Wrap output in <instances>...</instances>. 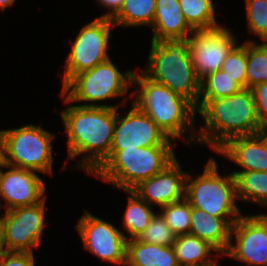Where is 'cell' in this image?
<instances>
[{
  "label": "cell",
  "instance_id": "cell-1",
  "mask_svg": "<svg viewBox=\"0 0 267 266\" xmlns=\"http://www.w3.org/2000/svg\"><path fill=\"white\" fill-rule=\"evenodd\" d=\"M68 137V157L75 166L93 174L108 158L116 122V108L69 105L61 111Z\"/></svg>",
  "mask_w": 267,
  "mask_h": 266
},
{
  "label": "cell",
  "instance_id": "cell-2",
  "mask_svg": "<svg viewBox=\"0 0 267 266\" xmlns=\"http://www.w3.org/2000/svg\"><path fill=\"white\" fill-rule=\"evenodd\" d=\"M197 113L205 124L197 132L196 144L211 146L215 152L230 138L256 135L263 128L248 88L227 97L207 99Z\"/></svg>",
  "mask_w": 267,
  "mask_h": 266
},
{
  "label": "cell",
  "instance_id": "cell-3",
  "mask_svg": "<svg viewBox=\"0 0 267 266\" xmlns=\"http://www.w3.org/2000/svg\"><path fill=\"white\" fill-rule=\"evenodd\" d=\"M132 85L136 87L130 94L135 97L132 104L146 113L170 139L185 138L188 144L194 142L196 145L194 126L197 110L190 101L152 81L142 72L133 73Z\"/></svg>",
  "mask_w": 267,
  "mask_h": 266
},
{
  "label": "cell",
  "instance_id": "cell-4",
  "mask_svg": "<svg viewBox=\"0 0 267 266\" xmlns=\"http://www.w3.org/2000/svg\"><path fill=\"white\" fill-rule=\"evenodd\" d=\"M188 39L151 41L147 64L141 72L186 98L198 109L200 79L188 51Z\"/></svg>",
  "mask_w": 267,
  "mask_h": 266
},
{
  "label": "cell",
  "instance_id": "cell-5",
  "mask_svg": "<svg viewBox=\"0 0 267 266\" xmlns=\"http://www.w3.org/2000/svg\"><path fill=\"white\" fill-rule=\"evenodd\" d=\"M174 146L110 150L108 158L92 174L122 191L163 171L177 157Z\"/></svg>",
  "mask_w": 267,
  "mask_h": 266
},
{
  "label": "cell",
  "instance_id": "cell-6",
  "mask_svg": "<svg viewBox=\"0 0 267 266\" xmlns=\"http://www.w3.org/2000/svg\"><path fill=\"white\" fill-rule=\"evenodd\" d=\"M133 73L129 69L122 73L110 58L90 70L75 75L62 87L61 95L66 104L83 102L79 106L119 108L120 103L107 105L103 104V101L125 97L132 86ZM101 101L102 104L99 103Z\"/></svg>",
  "mask_w": 267,
  "mask_h": 266
},
{
  "label": "cell",
  "instance_id": "cell-7",
  "mask_svg": "<svg viewBox=\"0 0 267 266\" xmlns=\"http://www.w3.org/2000/svg\"><path fill=\"white\" fill-rule=\"evenodd\" d=\"M213 157L207 161L202 174L193 178L187 173L185 198L191 207L221 218H240L243 214L236 205L237 193L234 176L218 173Z\"/></svg>",
  "mask_w": 267,
  "mask_h": 266
},
{
  "label": "cell",
  "instance_id": "cell-8",
  "mask_svg": "<svg viewBox=\"0 0 267 266\" xmlns=\"http://www.w3.org/2000/svg\"><path fill=\"white\" fill-rule=\"evenodd\" d=\"M3 133L5 165L53 174L51 142L55 139V134L33 124L6 129Z\"/></svg>",
  "mask_w": 267,
  "mask_h": 266
},
{
  "label": "cell",
  "instance_id": "cell-9",
  "mask_svg": "<svg viewBox=\"0 0 267 266\" xmlns=\"http://www.w3.org/2000/svg\"><path fill=\"white\" fill-rule=\"evenodd\" d=\"M112 27L115 25L111 19L98 17L80 29L65 60L63 87L75 75L110 59L108 48Z\"/></svg>",
  "mask_w": 267,
  "mask_h": 266
},
{
  "label": "cell",
  "instance_id": "cell-10",
  "mask_svg": "<svg viewBox=\"0 0 267 266\" xmlns=\"http://www.w3.org/2000/svg\"><path fill=\"white\" fill-rule=\"evenodd\" d=\"M188 51L195 73L200 81L208 74L222 68L237 38L226 26L194 30L188 37Z\"/></svg>",
  "mask_w": 267,
  "mask_h": 266
},
{
  "label": "cell",
  "instance_id": "cell-11",
  "mask_svg": "<svg viewBox=\"0 0 267 266\" xmlns=\"http://www.w3.org/2000/svg\"><path fill=\"white\" fill-rule=\"evenodd\" d=\"M84 249L98 258L121 266L126 261L128 237L116 226L85 210L75 226Z\"/></svg>",
  "mask_w": 267,
  "mask_h": 266
},
{
  "label": "cell",
  "instance_id": "cell-12",
  "mask_svg": "<svg viewBox=\"0 0 267 266\" xmlns=\"http://www.w3.org/2000/svg\"><path fill=\"white\" fill-rule=\"evenodd\" d=\"M46 198L31 206L9 209L2 215L6 251L31 252L40 246L46 226Z\"/></svg>",
  "mask_w": 267,
  "mask_h": 266
},
{
  "label": "cell",
  "instance_id": "cell-13",
  "mask_svg": "<svg viewBox=\"0 0 267 266\" xmlns=\"http://www.w3.org/2000/svg\"><path fill=\"white\" fill-rule=\"evenodd\" d=\"M225 255L246 266H267V215H242L232 225L231 242Z\"/></svg>",
  "mask_w": 267,
  "mask_h": 266
},
{
  "label": "cell",
  "instance_id": "cell-14",
  "mask_svg": "<svg viewBox=\"0 0 267 266\" xmlns=\"http://www.w3.org/2000/svg\"><path fill=\"white\" fill-rule=\"evenodd\" d=\"M116 108L114 136L110 150H123L135 147L174 146L170 139L146 114L134 104L122 117Z\"/></svg>",
  "mask_w": 267,
  "mask_h": 266
},
{
  "label": "cell",
  "instance_id": "cell-15",
  "mask_svg": "<svg viewBox=\"0 0 267 266\" xmlns=\"http://www.w3.org/2000/svg\"><path fill=\"white\" fill-rule=\"evenodd\" d=\"M7 168V171H3ZM9 168V169H8ZM38 172L0 166V199L5 202V211L16 207L31 206L42 202L45 198L46 184Z\"/></svg>",
  "mask_w": 267,
  "mask_h": 266
},
{
  "label": "cell",
  "instance_id": "cell-16",
  "mask_svg": "<svg viewBox=\"0 0 267 266\" xmlns=\"http://www.w3.org/2000/svg\"><path fill=\"white\" fill-rule=\"evenodd\" d=\"M187 173L176 158L163 171L141 181L132 191L150 206L157 204L161 208L185 198Z\"/></svg>",
  "mask_w": 267,
  "mask_h": 266
},
{
  "label": "cell",
  "instance_id": "cell-17",
  "mask_svg": "<svg viewBox=\"0 0 267 266\" xmlns=\"http://www.w3.org/2000/svg\"><path fill=\"white\" fill-rule=\"evenodd\" d=\"M216 153L235 162L241 170L267 171V148L257 134L230 138Z\"/></svg>",
  "mask_w": 267,
  "mask_h": 266
},
{
  "label": "cell",
  "instance_id": "cell-18",
  "mask_svg": "<svg viewBox=\"0 0 267 266\" xmlns=\"http://www.w3.org/2000/svg\"><path fill=\"white\" fill-rule=\"evenodd\" d=\"M239 218H221L191 207L190 234L208 242L223 256L229 249L232 225Z\"/></svg>",
  "mask_w": 267,
  "mask_h": 266
},
{
  "label": "cell",
  "instance_id": "cell-19",
  "mask_svg": "<svg viewBox=\"0 0 267 266\" xmlns=\"http://www.w3.org/2000/svg\"><path fill=\"white\" fill-rule=\"evenodd\" d=\"M151 41L186 39L194 30L186 22L178 0H156ZM189 34V35H188Z\"/></svg>",
  "mask_w": 267,
  "mask_h": 266
},
{
  "label": "cell",
  "instance_id": "cell-20",
  "mask_svg": "<svg viewBox=\"0 0 267 266\" xmlns=\"http://www.w3.org/2000/svg\"><path fill=\"white\" fill-rule=\"evenodd\" d=\"M124 266H179L172 246L128 239Z\"/></svg>",
  "mask_w": 267,
  "mask_h": 266
},
{
  "label": "cell",
  "instance_id": "cell-21",
  "mask_svg": "<svg viewBox=\"0 0 267 266\" xmlns=\"http://www.w3.org/2000/svg\"><path fill=\"white\" fill-rule=\"evenodd\" d=\"M179 266H218L212 251L221 257L208 242L192 234L178 235L172 245Z\"/></svg>",
  "mask_w": 267,
  "mask_h": 266
},
{
  "label": "cell",
  "instance_id": "cell-22",
  "mask_svg": "<svg viewBox=\"0 0 267 266\" xmlns=\"http://www.w3.org/2000/svg\"><path fill=\"white\" fill-rule=\"evenodd\" d=\"M237 198L267 208V171H233Z\"/></svg>",
  "mask_w": 267,
  "mask_h": 266
},
{
  "label": "cell",
  "instance_id": "cell-23",
  "mask_svg": "<svg viewBox=\"0 0 267 266\" xmlns=\"http://www.w3.org/2000/svg\"><path fill=\"white\" fill-rule=\"evenodd\" d=\"M156 0H123L120 12L112 19L116 26H152L155 17Z\"/></svg>",
  "mask_w": 267,
  "mask_h": 266
},
{
  "label": "cell",
  "instance_id": "cell-24",
  "mask_svg": "<svg viewBox=\"0 0 267 266\" xmlns=\"http://www.w3.org/2000/svg\"><path fill=\"white\" fill-rule=\"evenodd\" d=\"M125 192L129 195L122 224L124 230L128 232V239H133L146 229L156 212L153 206L143 201L134 191L125 190Z\"/></svg>",
  "mask_w": 267,
  "mask_h": 266
},
{
  "label": "cell",
  "instance_id": "cell-25",
  "mask_svg": "<svg viewBox=\"0 0 267 266\" xmlns=\"http://www.w3.org/2000/svg\"><path fill=\"white\" fill-rule=\"evenodd\" d=\"M182 14L193 30L220 26L216 20L214 0H178Z\"/></svg>",
  "mask_w": 267,
  "mask_h": 266
},
{
  "label": "cell",
  "instance_id": "cell-26",
  "mask_svg": "<svg viewBox=\"0 0 267 266\" xmlns=\"http://www.w3.org/2000/svg\"><path fill=\"white\" fill-rule=\"evenodd\" d=\"M243 87L222 69L206 75L200 81L198 108L207 99L227 97L241 91Z\"/></svg>",
  "mask_w": 267,
  "mask_h": 266
},
{
  "label": "cell",
  "instance_id": "cell-27",
  "mask_svg": "<svg viewBox=\"0 0 267 266\" xmlns=\"http://www.w3.org/2000/svg\"><path fill=\"white\" fill-rule=\"evenodd\" d=\"M267 82V42L247 40L246 88Z\"/></svg>",
  "mask_w": 267,
  "mask_h": 266
},
{
  "label": "cell",
  "instance_id": "cell-28",
  "mask_svg": "<svg viewBox=\"0 0 267 266\" xmlns=\"http://www.w3.org/2000/svg\"><path fill=\"white\" fill-rule=\"evenodd\" d=\"M160 209L159 214L177 236L190 234L191 205L186 198Z\"/></svg>",
  "mask_w": 267,
  "mask_h": 266
},
{
  "label": "cell",
  "instance_id": "cell-29",
  "mask_svg": "<svg viewBox=\"0 0 267 266\" xmlns=\"http://www.w3.org/2000/svg\"><path fill=\"white\" fill-rule=\"evenodd\" d=\"M176 237L177 235L170 229L163 217L156 212L146 229L136 239L160 246H172Z\"/></svg>",
  "mask_w": 267,
  "mask_h": 266
},
{
  "label": "cell",
  "instance_id": "cell-30",
  "mask_svg": "<svg viewBox=\"0 0 267 266\" xmlns=\"http://www.w3.org/2000/svg\"><path fill=\"white\" fill-rule=\"evenodd\" d=\"M248 31L267 42V0H245Z\"/></svg>",
  "mask_w": 267,
  "mask_h": 266
},
{
  "label": "cell",
  "instance_id": "cell-31",
  "mask_svg": "<svg viewBox=\"0 0 267 266\" xmlns=\"http://www.w3.org/2000/svg\"><path fill=\"white\" fill-rule=\"evenodd\" d=\"M247 41L236 45L222 64V70L227 72L243 88H246Z\"/></svg>",
  "mask_w": 267,
  "mask_h": 266
},
{
  "label": "cell",
  "instance_id": "cell-32",
  "mask_svg": "<svg viewBox=\"0 0 267 266\" xmlns=\"http://www.w3.org/2000/svg\"><path fill=\"white\" fill-rule=\"evenodd\" d=\"M253 94L260 125L267 128V82L259 83L250 88Z\"/></svg>",
  "mask_w": 267,
  "mask_h": 266
},
{
  "label": "cell",
  "instance_id": "cell-33",
  "mask_svg": "<svg viewBox=\"0 0 267 266\" xmlns=\"http://www.w3.org/2000/svg\"><path fill=\"white\" fill-rule=\"evenodd\" d=\"M0 266H35L34 252L5 251L0 254Z\"/></svg>",
  "mask_w": 267,
  "mask_h": 266
},
{
  "label": "cell",
  "instance_id": "cell-34",
  "mask_svg": "<svg viewBox=\"0 0 267 266\" xmlns=\"http://www.w3.org/2000/svg\"><path fill=\"white\" fill-rule=\"evenodd\" d=\"M100 6L109 9L107 13L102 14L100 18L113 19L121 10L123 5V0H96Z\"/></svg>",
  "mask_w": 267,
  "mask_h": 266
},
{
  "label": "cell",
  "instance_id": "cell-35",
  "mask_svg": "<svg viewBox=\"0 0 267 266\" xmlns=\"http://www.w3.org/2000/svg\"><path fill=\"white\" fill-rule=\"evenodd\" d=\"M5 244H4V224H3V218L0 217V254L5 252Z\"/></svg>",
  "mask_w": 267,
  "mask_h": 266
},
{
  "label": "cell",
  "instance_id": "cell-36",
  "mask_svg": "<svg viewBox=\"0 0 267 266\" xmlns=\"http://www.w3.org/2000/svg\"><path fill=\"white\" fill-rule=\"evenodd\" d=\"M4 164V133L0 130V166Z\"/></svg>",
  "mask_w": 267,
  "mask_h": 266
},
{
  "label": "cell",
  "instance_id": "cell-37",
  "mask_svg": "<svg viewBox=\"0 0 267 266\" xmlns=\"http://www.w3.org/2000/svg\"><path fill=\"white\" fill-rule=\"evenodd\" d=\"M16 0H0V10L4 11L14 5Z\"/></svg>",
  "mask_w": 267,
  "mask_h": 266
},
{
  "label": "cell",
  "instance_id": "cell-38",
  "mask_svg": "<svg viewBox=\"0 0 267 266\" xmlns=\"http://www.w3.org/2000/svg\"><path fill=\"white\" fill-rule=\"evenodd\" d=\"M257 135L264 141L267 148V128H262Z\"/></svg>",
  "mask_w": 267,
  "mask_h": 266
}]
</instances>
